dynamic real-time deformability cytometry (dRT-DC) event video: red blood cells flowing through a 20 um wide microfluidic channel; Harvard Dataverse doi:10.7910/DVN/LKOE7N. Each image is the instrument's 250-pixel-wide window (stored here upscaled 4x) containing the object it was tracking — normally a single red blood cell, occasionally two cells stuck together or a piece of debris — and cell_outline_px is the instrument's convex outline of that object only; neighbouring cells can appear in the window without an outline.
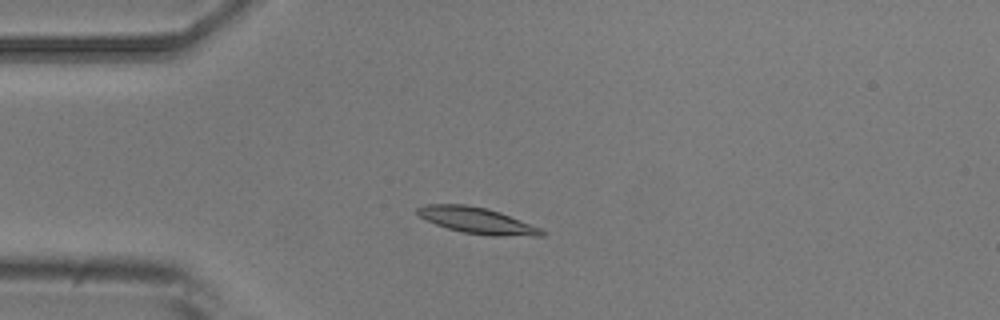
{"species": "common noctule bat (a hibernating species)", "species_latin": "Nyctalus noctula", "temperature_condition": "room temperature", "stored_images_in_passage": 5, "camera_frame_rate_fps": 3000, "um_per_image_px": 0.085, "animal": {"sex": "male", "body_mass_g": 20.5, "forearm_length_mm": 52.5}, "frame": {"image": 1, "passage_image": 2, "time_ms": 2.0, "image_size_px": [1000, 320], "cell_outline_px": [[548, 232], [544, 236], [492, 236], [464, 232], [448, 228], [436, 224], [420, 216], [416, 212], [416, 208], [424, 204], [464, 204], [488, 208], [500, 212], [540, 228]], "centroid_in_image_um": [40.58, 18.74], "position_along_channel_um": 44.4, "area_um2": 18.9}}
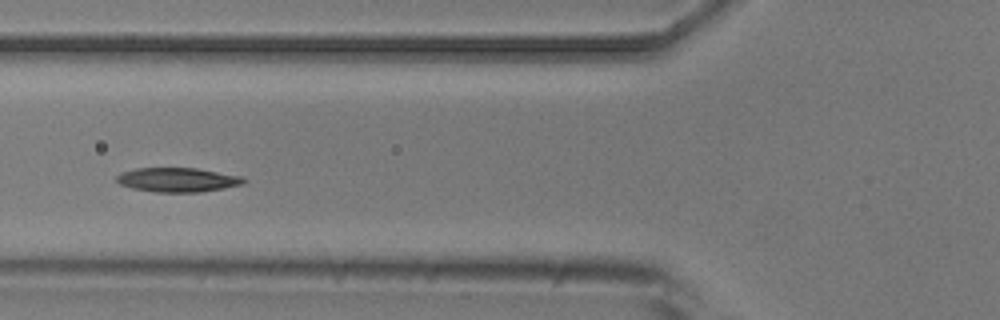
{"frame": {"image": 2, "passage_image": 4, "time_ms": 4.333, "image_size_px": [1000, 320], "cell_outline_px": [[248, 180], [244, 184], [224, 188], [200, 192], [156, 192], [132, 188], [120, 184], [116, 180], [116, 176], [124, 172], [136, 168], [196, 168], [240, 176]], "centroid_in_image_um": [15.12, 15.29], "position_along_channel_um": 110.7, "area_um2": 17.86}}
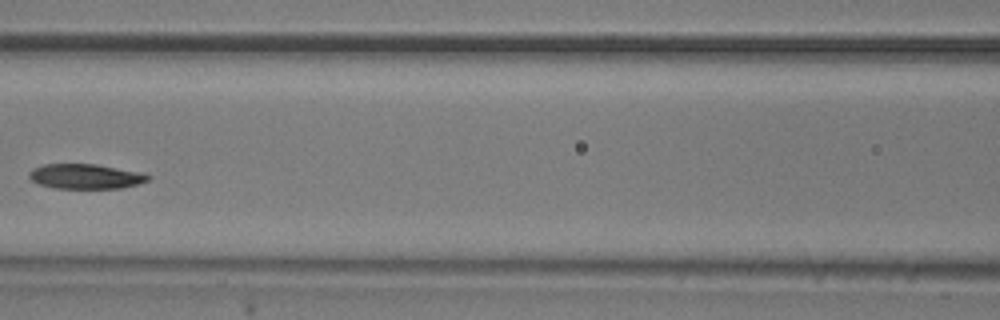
{"frame": {"image": 3, "passage_image": 5, "time_ms": 5.667, "image_size_px": [1000, 320], "cell_outline_px": [[152, 176], [148, 180], [136, 184], [120, 188], [56, 188], [40, 184], [32, 180], [28, 176], [28, 172], [32, 168], [44, 164], [96, 164], [136, 172]], "centroid_in_image_um": [7.21, 14.99], "position_along_channel_um": 159.4, "area_um2": 16.94}}